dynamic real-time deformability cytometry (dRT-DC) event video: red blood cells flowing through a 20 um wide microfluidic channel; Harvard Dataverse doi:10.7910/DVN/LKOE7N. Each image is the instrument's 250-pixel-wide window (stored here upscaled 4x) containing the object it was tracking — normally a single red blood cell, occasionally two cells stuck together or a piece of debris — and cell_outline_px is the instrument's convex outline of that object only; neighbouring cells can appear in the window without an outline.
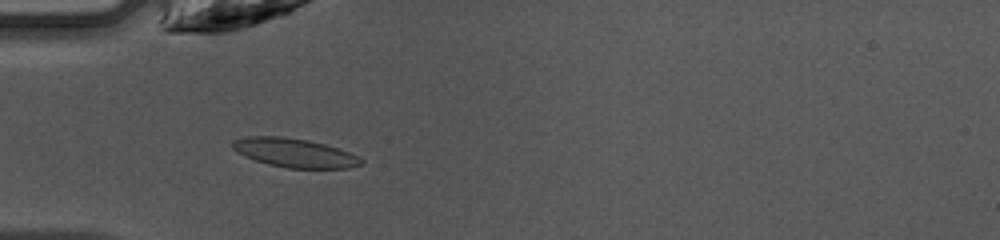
{"species": "common noctule bat (a hibernating species)", "species_latin": "Nyctalus noctula", "temperature_condition": "warm", "stored_images_in_passage": 46, "camera_frame_rate_fps": 3000, "um_per_image_px": 0.085, "animal": {"sex": "female", "body_mass_g": 10.0, "forearm_length_mm": 53.1}, "frame": {"image": 1, "passage_image": 14, "time_ms": 4.333, "image_size_px": [1000, 240], "cell_outline_px": [[364, 164], [348, 168], [288, 168], [268, 164], [244, 156], [232, 148], [232, 140], [244, 136], [280, 136], [308, 140], [324, 144], [348, 152], [364, 160]], "centroid_in_image_um": [25.01, 12.99], "position_along_channel_um": 60.0, "area_um2": 21.56}}
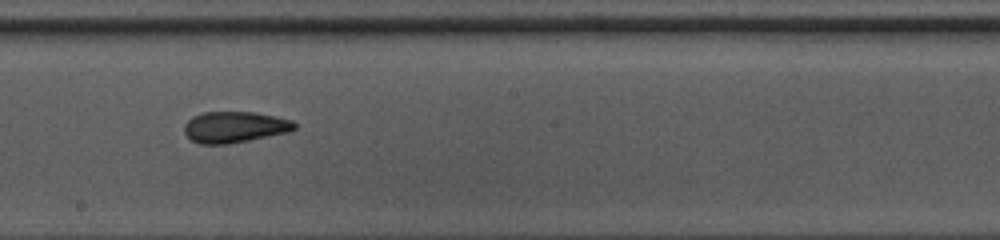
{"frame": {"image": 2, "passage_image": 26, "time_ms": 8.333, "image_size_px": [1000, 240], "cell_outline_px": [[296, 128], [288, 132], [228, 144], [200, 144], [192, 140], [184, 132], [184, 124], [192, 116], [204, 112], [256, 112], [276, 116], [292, 120], [296, 124]], "centroid_in_image_um": [19.94, 10.79], "position_along_channel_um": 228.3, "area_um2": 20.0}}
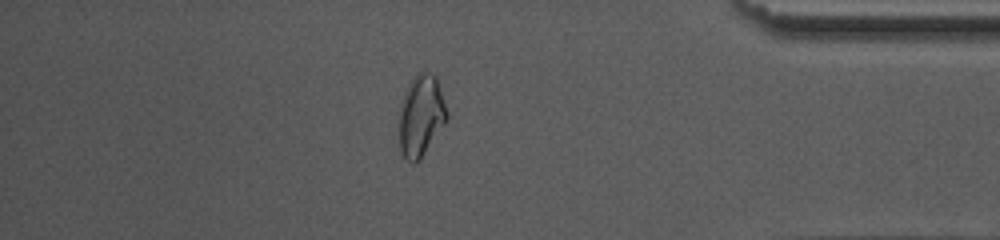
{"frame": {"image": 3, "passage_image": 40, "time_ms": 13.0, "image_size_px": [1000, 240], "cell_outline_px": [[448, 120], [416, 164], [412, 164], [400, 152], [396, 116], [400, 104], [408, 84], [416, 72], [420, 68], [436, 76], [448, 112]], "centroid_in_image_um": [35.74, 9.81], "position_along_channel_um": 399.5, "area_um2": 23.52}, "authors_computed_cell_mechanics": {"area_um2": 20.2878, "velocity_mm_per_s": 4.2619, "shape_relaxation_time_tau1_ms": null, "shape_relaxation_time_tau2_ms": 1.5711, "deformation_change_tau1": null, "deformation_change_tau2": 0.0788}}